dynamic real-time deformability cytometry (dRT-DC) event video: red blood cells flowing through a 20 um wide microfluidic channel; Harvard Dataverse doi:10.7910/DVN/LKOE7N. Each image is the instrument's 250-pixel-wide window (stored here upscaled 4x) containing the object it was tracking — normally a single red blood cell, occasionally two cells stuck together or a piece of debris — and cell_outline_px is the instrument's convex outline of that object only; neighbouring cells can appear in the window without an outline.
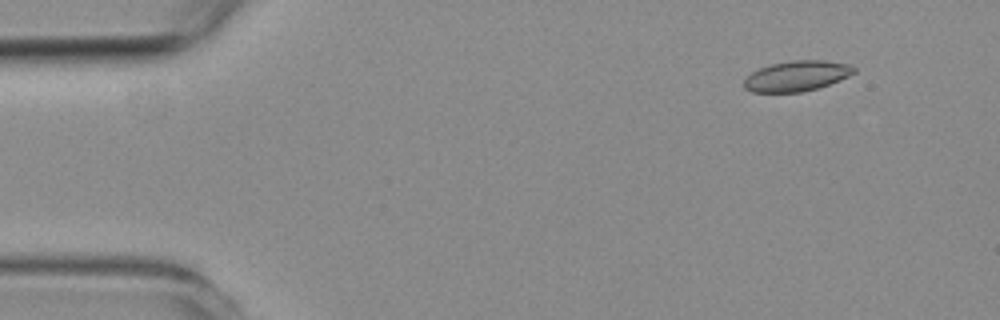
{"species": "common noctule bat (a hibernating species)", "species_latin": "Nyctalus noctula", "temperature_condition": "room temperature", "stored_images_in_passage": 51, "camera_frame_rate_fps": 3000, "um_per_image_px": 0.085, "animal": {"sex": "female", "body_mass_g": 19.3, "forearm_length_mm": 54.1}, "frame": {"image": 1, "passage_image": 1, "time_ms": 0.0, "image_size_px": [1000, 320], "cell_outline_px": [[856, 72], [840, 80], [820, 88], [800, 92], [752, 92], [744, 88], [744, 80], [752, 72], [768, 64], [792, 60], [824, 60], [848, 64], [856, 68]], "centroid_in_image_um": [67.73, 6.45], "position_along_channel_um": 17.3, "area_um2": 19.59}}
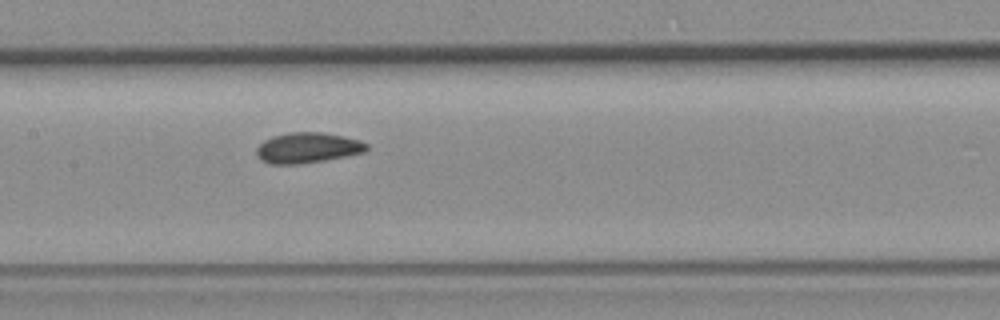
{"frame": {"image": 2, "passage_image": 22, "time_ms": 7.0, "image_size_px": [1000, 320], "cell_outline_px": [[368, 148], [364, 152], [348, 156], [324, 160], [296, 164], [268, 164], [260, 160], [256, 156], [256, 148], [264, 140], [272, 136], [288, 132], [324, 132], [344, 136], [360, 140], [368, 144]], "centroid_in_image_um": [26.13, 12.56], "position_along_channel_um": 181.3, "area_um2": 19.77}}
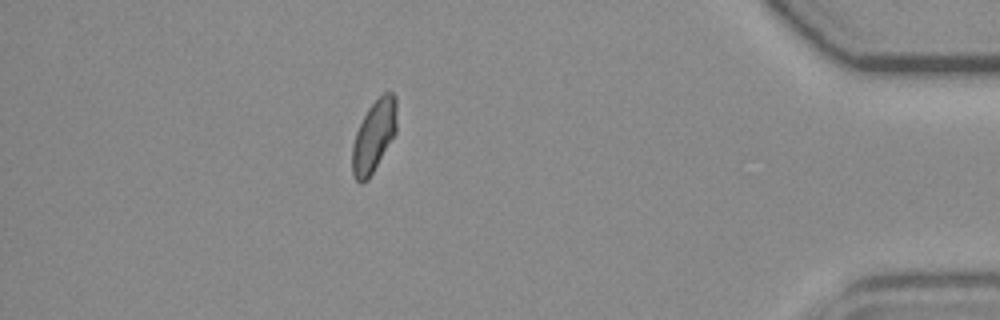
{"frame": {"image": 3, "passage_image": 44, "time_ms": 14.333, "image_size_px": [1000, 320], "cell_outline_px": [[396, 132], [368, 180], [360, 184], [352, 176], [352, 148], [356, 132], [368, 108], [384, 92], [392, 92], [396, 96]], "centroid_in_image_um": [31.77, 11.59], "position_along_channel_um": 403.4, "area_um2": 18.44}, "authors_computed_cell_mechanics": {"area_um2": 19.1896, "velocity_mm_per_s": 3.719, "shape_relaxation_time_tau1_ms": null, "shape_relaxation_time_tau2_ms": 2.7038, "deformation_change_tau1": null, "deformation_change_tau2": 0.0558}}